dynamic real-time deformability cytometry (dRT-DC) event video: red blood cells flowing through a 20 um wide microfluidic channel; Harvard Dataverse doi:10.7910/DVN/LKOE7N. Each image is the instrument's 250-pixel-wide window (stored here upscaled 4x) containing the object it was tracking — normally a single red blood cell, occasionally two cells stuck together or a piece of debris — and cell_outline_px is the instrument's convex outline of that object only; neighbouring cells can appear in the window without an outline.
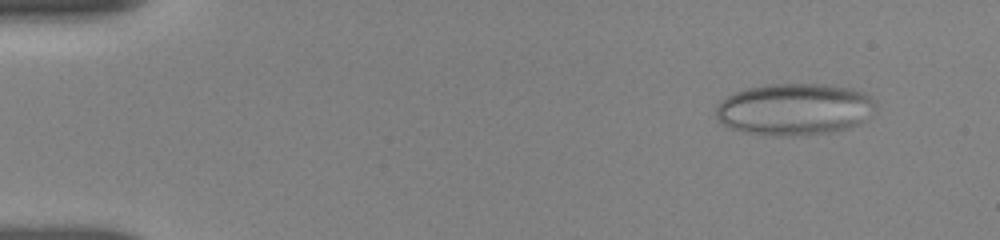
{"species": "human", "species_latin": "Homo sapiens", "temperature_condition": "room temperature", "stored_images_in_passage": 63, "camera_frame_rate_fps": 3000, "um_per_image_px": 0.085, "donor": {"sex": "female"}, "frame": {"image": 1, "passage_image": 8, "time_ms": 1.333, "image_size_px": [1000, 240], "cell_outline_px": [[872, 100], [860, 120], [856, 124], [848, 128], [832, 132], [792, 136], [772, 136], [744, 132], [732, 128], [724, 124], [716, 116], [716, 108], [728, 96], [736, 92], [752, 88], [776, 84], [816, 84], [848, 88], [860, 92], [868, 96]], "centroid_in_image_um": [67.41, 9.31], "position_along_channel_um": 17.6, "area_um2": 46.53}}
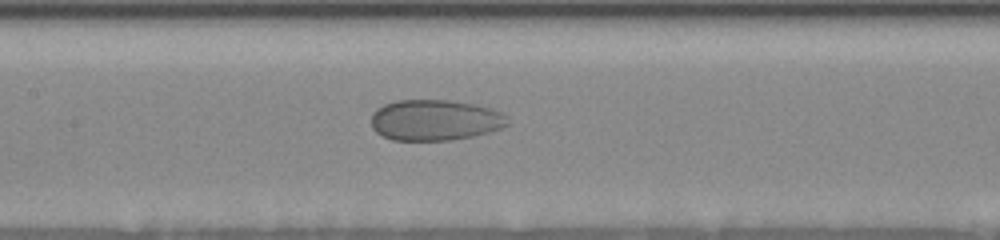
{"frame": {"image": 2, "passage_image": 47, "time_ms": 8.333, "image_size_px": [1000, 240], "cell_outline_px": [[508, 124], [500, 128], [488, 132], [472, 136], [452, 140], [392, 140], [376, 132], [372, 128], [372, 112], [376, 108], [384, 104], [396, 100], [448, 100], [472, 104], [488, 108], [500, 112], [508, 116]], "centroid_in_image_um": [36.94, 10.21], "position_along_channel_um": 170.5, "area_um2": 32.37}}
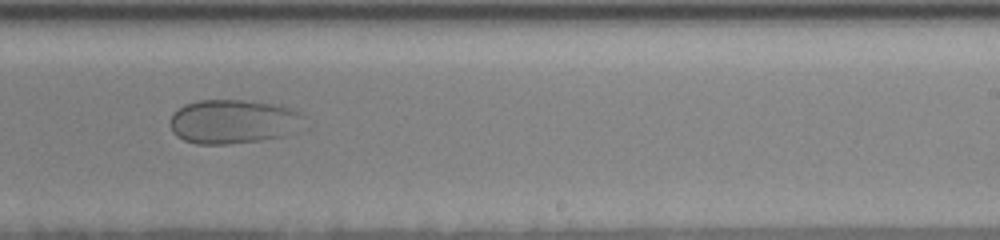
{"frame": {"image": 3, "passage_image": 62, "time_ms": 11.0, "image_size_px": [1000, 240], "cell_outline_px": [[304, 116], [284, 136], [260, 140], [228, 144], [196, 144], [184, 140], [176, 136], [172, 132], [172, 116], [184, 104], [196, 100], [240, 100], [280, 104], [292, 108], [300, 112]], "centroid_in_image_um": [19.77, 10.32], "position_along_channel_um": 269.2, "area_um2": 33.93}}